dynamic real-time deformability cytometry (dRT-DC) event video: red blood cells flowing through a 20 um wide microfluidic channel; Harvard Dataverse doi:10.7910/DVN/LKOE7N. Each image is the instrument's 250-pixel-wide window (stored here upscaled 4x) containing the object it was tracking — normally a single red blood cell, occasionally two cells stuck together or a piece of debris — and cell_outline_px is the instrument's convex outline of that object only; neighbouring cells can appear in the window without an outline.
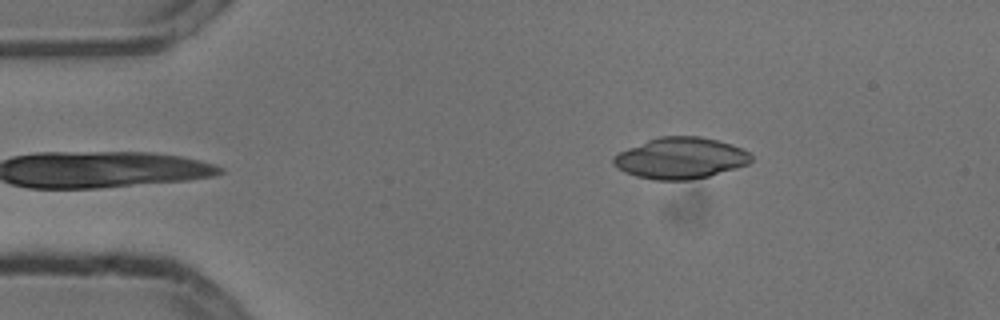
{"species": "common noctule bat (a hibernating species)", "species_latin": "Nyctalus noctula", "temperature_condition": "cold", "stored_images_in_passage": 4, "camera_frame_rate_fps": 3000, "um_per_image_px": 0.085, "animal": {"sex": "male", "body_mass_g": 13.3}, "frame": {"image": 1, "passage_image": 4, "time_ms": 1.0, "image_size_px": [1000, 320], "cell_outline_px": [[752, 160], [748, 164], [736, 168], [708, 176], [692, 180], [656, 180], [636, 176], [624, 172], [612, 164], [612, 156], [628, 148], [648, 140], [660, 136], [700, 136], [732, 144], [744, 148], [752, 156]], "centroid_in_image_um": [57.85, 13.44], "position_along_channel_um": 27.2, "area_um2": 33.18}}